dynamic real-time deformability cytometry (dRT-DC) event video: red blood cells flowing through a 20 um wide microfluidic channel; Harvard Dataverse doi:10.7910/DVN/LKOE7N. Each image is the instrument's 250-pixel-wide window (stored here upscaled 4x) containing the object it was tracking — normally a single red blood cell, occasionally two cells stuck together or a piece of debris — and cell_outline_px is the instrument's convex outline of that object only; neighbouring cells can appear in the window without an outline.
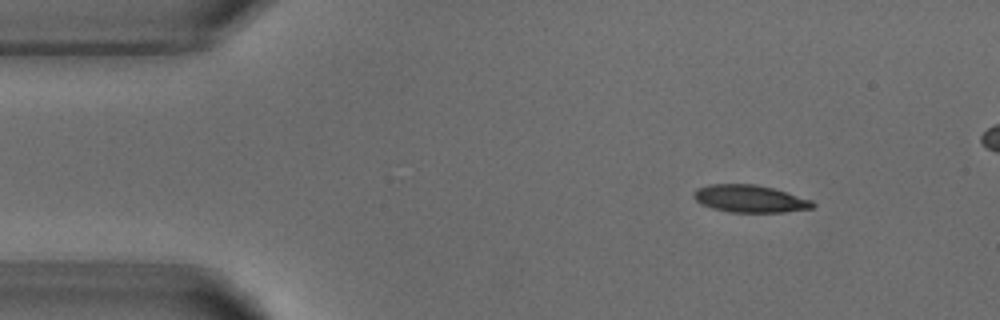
{"species": "common noctule bat (a hibernating species)", "species_latin": "Nyctalus noctula", "temperature_condition": "warm", "stored_images_in_passage": 4, "segment_of_instrument_passage": [1, 2], "camera_frame_rate_fps": 3000, "um_per_image_px": 0.085, "animal": {"sex": "male", "body_mass_g": 18.8}, "frame": {"image": 1, "passage_image": 1, "time_ms": 0.0, "image_size_px": [1000, 320], "cell_outline_px": [[816, 204], [812, 208], [784, 212], [728, 212], [712, 208], [700, 204], [692, 196], [692, 192], [696, 188], [708, 184], [756, 184], [772, 188], [812, 200]], "centroid_in_image_um": [63.68, 16.89], "position_along_channel_um": 21.3, "area_um2": 19.07}}